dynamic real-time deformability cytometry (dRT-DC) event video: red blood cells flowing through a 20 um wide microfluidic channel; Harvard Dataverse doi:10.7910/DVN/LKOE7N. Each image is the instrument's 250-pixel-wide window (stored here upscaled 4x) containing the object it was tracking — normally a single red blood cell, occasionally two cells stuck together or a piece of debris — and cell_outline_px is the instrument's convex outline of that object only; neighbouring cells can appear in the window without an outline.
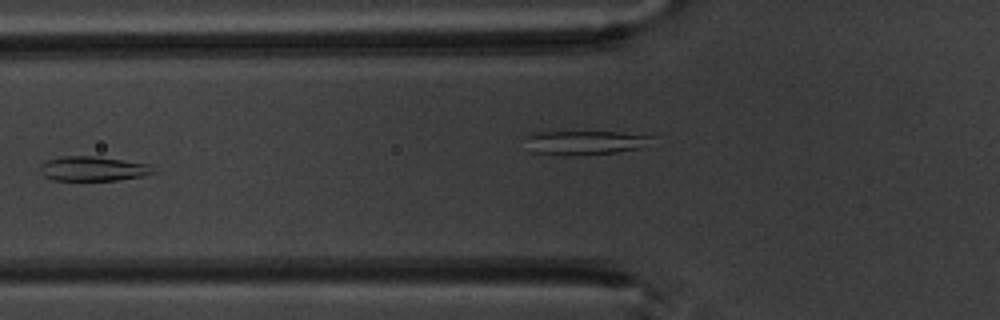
{"species": "common noctule bat (a hibernating species)", "species_latin": "Nyctalus noctula", "temperature_condition": "warm", "stored_images_in_passage": 8, "camera_frame_rate_fps": 3000, "um_per_image_px": 0.085, "animal": {"sex": "male", "body_mass_g": 20.1, "forearm_length_mm": 53.5}, "frame": {"image": 1, "passage_image": 6, "time_ms": 5.667, "image_size_px": [1000, 320], "cell_outline_px": [[156, 172], [140, 176], [116, 180], [52, 180], [44, 176], [40, 172], [40, 164], [48, 160], [60, 156], [96, 156], [148, 164]], "centroid_in_image_um": [7.85, 14.33], "position_along_channel_um": 118.0, "area_um2": 16.07}}
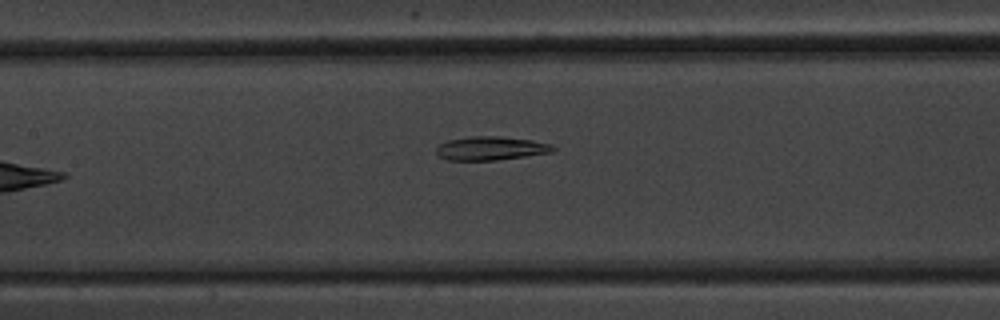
{"frame": {"image": 2, "passage_image": 8, "time_ms": 8.0, "image_size_px": [1000, 320], "cell_outline_px": [[556, 148], [552, 152], [496, 160], [448, 160], [440, 156], [436, 152], [436, 148], [440, 144], [448, 140], [468, 136], [496, 136], [532, 140], [552, 144]], "centroid_in_image_um": [41.71, 12.6], "position_along_channel_um": 165.7, "area_um2": 16.01}}